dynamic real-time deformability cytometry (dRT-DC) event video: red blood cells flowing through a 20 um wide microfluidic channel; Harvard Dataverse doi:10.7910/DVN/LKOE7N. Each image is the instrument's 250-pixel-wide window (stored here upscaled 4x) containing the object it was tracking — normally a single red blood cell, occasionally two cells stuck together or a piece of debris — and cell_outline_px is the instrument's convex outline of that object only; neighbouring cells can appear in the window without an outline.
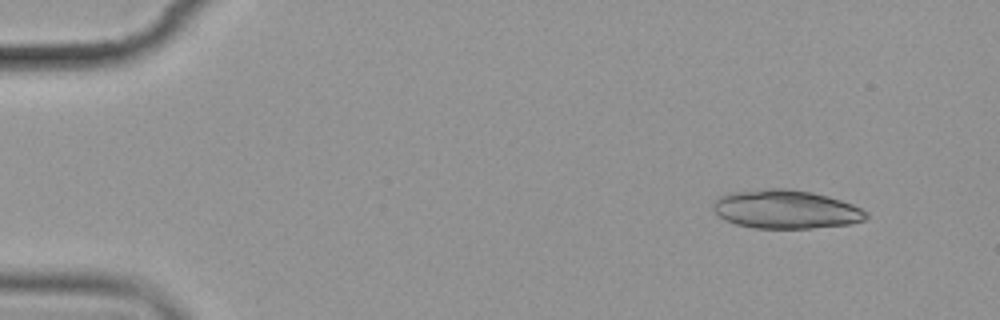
{"species": "common noctule bat (a hibernating species)", "species_latin": "Nyctalus noctula", "temperature_condition": "cold", "stored_images_in_passage": 4, "camera_frame_rate_fps": 3000, "um_per_image_px": 0.085, "animal": {"sex": "female", "body_mass_g": 19.9}, "frame": {"image": 1, "passage_image": 1, "time_ms": 0.0, "image_size_px": [1000, 320], "cell_outline_px": [[868, 216], [864, 220], [852, 224], [812, 228], [752, 228], [736, 224], [724, 220], [712, 208], [712, 204], [716, 196], [728, 192], [764, 188], [788, 188], [812, 192], [828, 196], [852, 204], [868, 212]], "centroid_in_image_um": [66.75, 17.78], "position_along_channel_um": 18.2, "area_um2": 34.91}}